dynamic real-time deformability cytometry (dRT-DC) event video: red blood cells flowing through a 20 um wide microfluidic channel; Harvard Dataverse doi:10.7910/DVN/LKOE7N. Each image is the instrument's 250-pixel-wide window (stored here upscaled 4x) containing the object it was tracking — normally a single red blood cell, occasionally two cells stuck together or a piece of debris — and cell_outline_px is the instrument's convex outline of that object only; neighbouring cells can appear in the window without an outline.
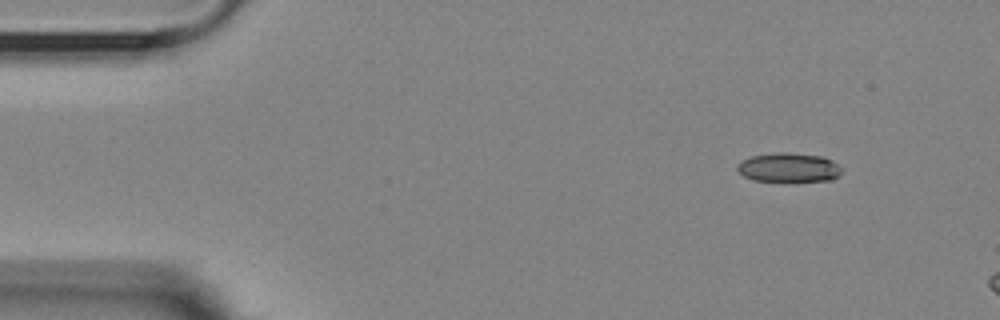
{"species": "Egyptian fruit bat (a non-hibernating species)", "species_latin": "Rousettus aegyptiacus", "temperature_condition": "room temperature", "stored_images_in_passage": 10, "camera_frame_rate_fps": 3000, "um_per_image_px": 0.085, "animal": {"sex": "female"}, "frame": {"image": 1, "passage_image": 4, "time_ms": 1.0, "image_size_px": [1000, 320], "cell_outline_px": [[840, 172], [832, 180], [784, 184], [752, 180], [744, 176], [736, 168], [736, 164], [752, 156], [776, 152], [788, 152], [820, 156], [832, 160], [840, 168]], "centroid_in_image_um": [67.01, 14.29], "position_along_channel_um": 18.0, "area_um2": 18.44}}